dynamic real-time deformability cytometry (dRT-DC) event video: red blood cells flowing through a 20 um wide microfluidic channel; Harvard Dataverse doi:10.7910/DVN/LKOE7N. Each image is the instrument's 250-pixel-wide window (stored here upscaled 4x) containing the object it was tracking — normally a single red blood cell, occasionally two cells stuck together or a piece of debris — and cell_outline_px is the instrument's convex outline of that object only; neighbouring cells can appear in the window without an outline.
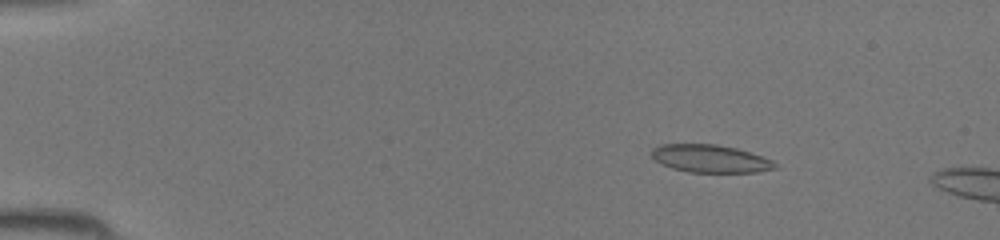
{"species": "common noctule bat (a hibernating species)", "species_latin": "Nyctalus noctula", "temperature_condition": "room temperature", "stored_images_in_passage": 10, "camera_frame_rate_fps": 3000, "um_per_image_px": 0.085, "animal": {"sex": "female", "body_mass_g": 19.5, "forearm_length_mm": 54.1}, "frame": {"image": 1, "passage_image": 7, "time_ms": 2.0, "image_size_px": [1000, 240], "cell_outline_px": [[776, 168], [756, 172], [688, 172], [672, 168], [660, 164], [652, 156], [652, 148], [660, 144], [716, 144], [736, 148], [752, 152], [772, 160], [776, 164]], "centroid_in_image_um": [60.36, 13.48], "position_along_channel_um": 24.6, "area_um2": 20.0}}